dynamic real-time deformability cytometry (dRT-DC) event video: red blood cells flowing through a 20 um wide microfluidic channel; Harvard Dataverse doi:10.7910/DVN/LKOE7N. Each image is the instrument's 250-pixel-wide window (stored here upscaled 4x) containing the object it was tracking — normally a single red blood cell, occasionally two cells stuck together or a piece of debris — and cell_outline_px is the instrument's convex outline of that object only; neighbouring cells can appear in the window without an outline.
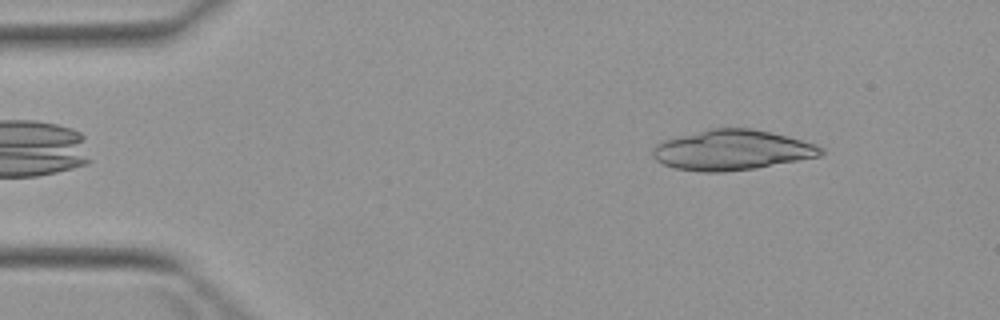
{"species": "Egyptian fruit bat (a non-hibernating species)", "species_latin": "Rousettus aegyptiacus", "temperature_condition": "warm", "stored_images_in_passage": 4, "camera_frame_rate_fps": 3000, "um_per_image_px": 0.085, "animal": {"sex": "female"}, "frame": {"image": 1, "passage_image": 4, "time_ms": 3.667, "image_size_px": [1000, 320], "cell_outline_px": [[824, 152], [820, 156], [756, 168], [724, 172], [704, 172], [676, 168], [664, 164], [656, 160], [652, 156], [652, 148], [656, 144], [664, 140], [712, 128], [752, 128], [772, 132], [816, 144], [824, 148]], "centroid_in_image_um": [62.23, 12.75], "position_along_channel_um": 22.8, "area_um2": 39.25}}